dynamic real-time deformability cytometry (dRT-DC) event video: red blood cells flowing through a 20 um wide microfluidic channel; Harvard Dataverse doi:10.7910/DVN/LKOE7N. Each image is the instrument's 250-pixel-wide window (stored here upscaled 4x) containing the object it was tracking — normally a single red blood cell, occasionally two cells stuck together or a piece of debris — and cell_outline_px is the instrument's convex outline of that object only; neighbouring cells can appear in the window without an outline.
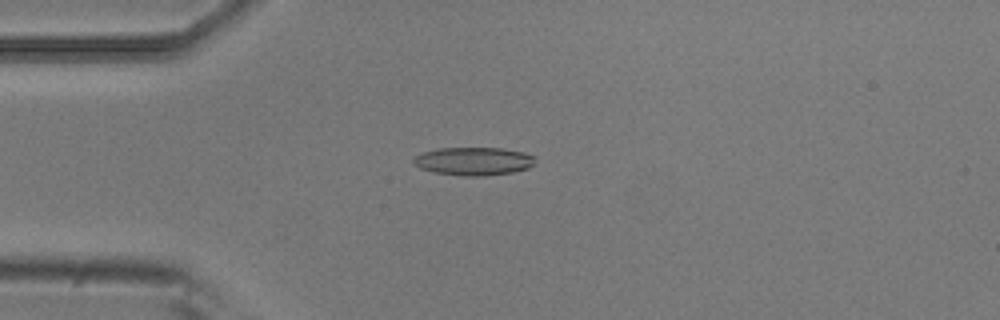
{"species": "common noctule bat (a hibernating species)", "species_latin": "Nyctalus noctula", "temperature_condition": "room temperature", "stored_images_in_passage": 6, "camera_frame_rate_fps": 3000, "um_per_image_px": 0.085, "animal": {"sex": "male", "body_mass_g": 20.5, "forearm_length_mm": 52.5}, "frame": {"image": 1, "passage_image": 4, "time_ms": 1.0, "image_size_px": [1000, 320], "cell_outline_px": [[536, 156], [532, 164], [528, 168], [512, 172], [484, 176], [464, 176], [432, 172], [420, 168], [412, 160], [416, 156], [424, 152], [440, 148], [500, 148], [520, 152]], "centroid_in_image_um": [40.24, 13.71], "position_along_channel_um": 44.8, "area_um2": 19.71}}
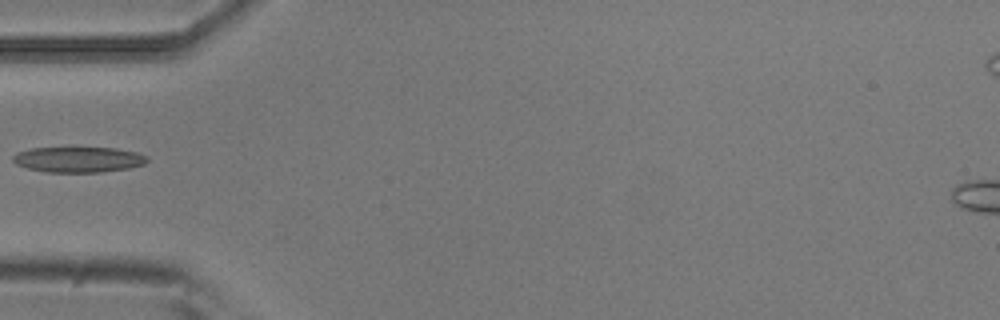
{"frame": {"image": 2, "passage_image": 5, "time_ms": 1.333, "image_size_px": [1000, 320], "cell_outline_px": [[148, 160], [144, 164], [128, 168], [104, 172], [48, 172], [28, 168], [16, 164], [12, 160], [12, 156], [16, 152], [32, 148], [116, 148], [136, 152], [148, 156]], "centroid_in_image_um": [6.67, 13.56], "position_along_channel_um": 78.3, "area_um2": 19.94}}
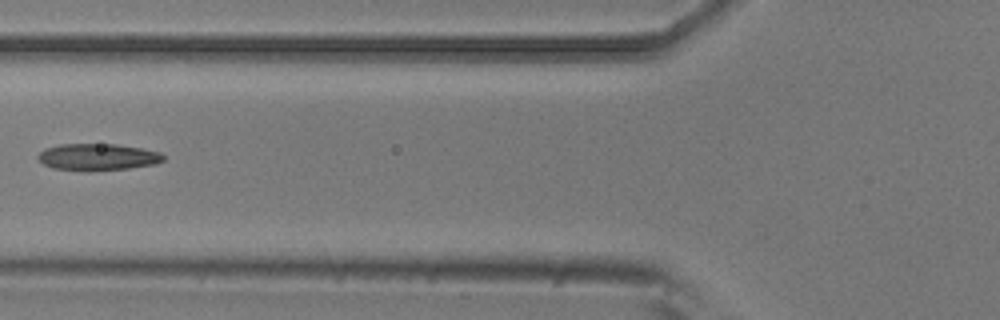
{"frame": {"image": 3, "passage_image": 6, "time_ms": 1.667, "image_size_px": [1000, 320], "cell_outline_px": [[164, 160], [156, 164], [128, 168], [88, 172], [84, 172], [52, 168], [44, 164], [36, 156], [44, 148], [60, 144], [116, 144], [140, 148], [160, 152], [164, 156]], "centroid_in_image_um": [8.28, 13.36], "position_along_channel_um": 117.5, "area_um2": 19.83}}